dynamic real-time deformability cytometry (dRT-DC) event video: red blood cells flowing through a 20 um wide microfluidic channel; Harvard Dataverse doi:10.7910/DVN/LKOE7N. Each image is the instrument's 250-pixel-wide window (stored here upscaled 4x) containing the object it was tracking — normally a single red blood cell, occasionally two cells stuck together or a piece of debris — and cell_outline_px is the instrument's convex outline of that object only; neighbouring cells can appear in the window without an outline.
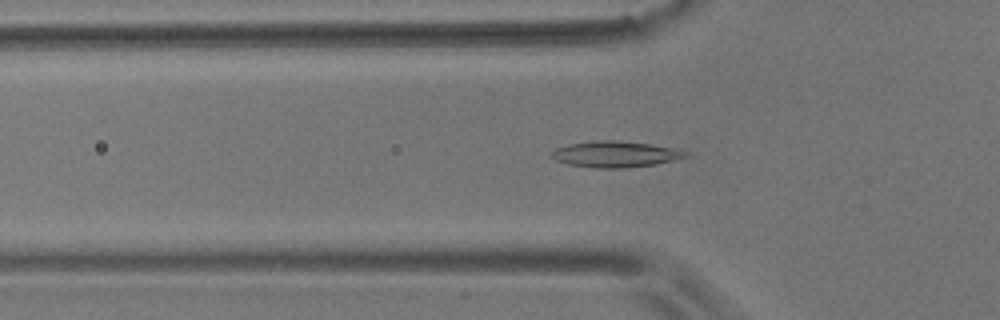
{"species": "common noctule bat (a hibernating species)", "species_latin": "Nyctalus noctula", "temperature_condition": "room temperature", "stored_images_in_passage": 53, "camera_frame_rate_fps": 3000, "um_per_image_px": 0.085, "animal": {"sex": "male", "body_mass_g": 17.9}, "frame": {"image": 1, "passage_image": 16, "time_ms": 5.0, "image_size_px": [1000, 320], "cell_outline_px": [[692, 156], [656, 164], [624, 168], [596, 168], [568, 164], [556, 160], [548, 156], [548, 152], [556, 148], [568, 144], [596, 140], [612, 140], [648, 144], [688, 152]], "centroid_in_image_um": [52.24, 13.11], "position_along_channel_um": 73.6, "area_um2": 20.35}}
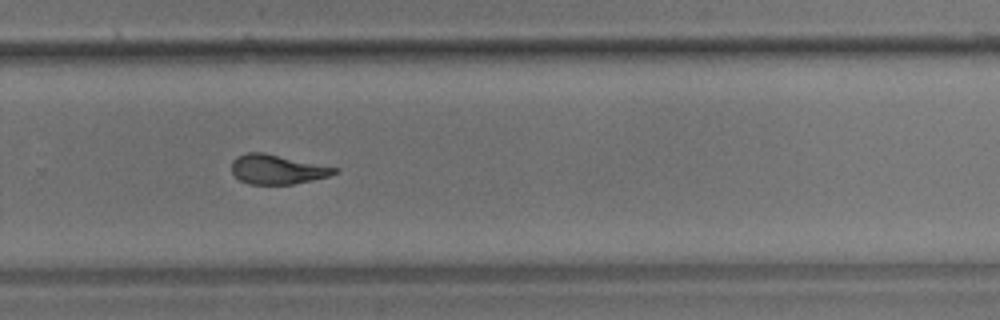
{"frame": {"image": 2, "passage_image": 35, "time_ms": 11.333, "image_size_px": [1000, 320], "cell_outline_px": [[340, 172], [328, 176], [312, 180], [292, 184], [248, 184], [240, 180], [232, 172], [232, 160], [236, 156], [248, 152], [264, 152], [340, 168]], "centroid_in_image_um": [23.58, 14.38], "position_along_channel_um": 306.2, "area_um2": 17.8}}
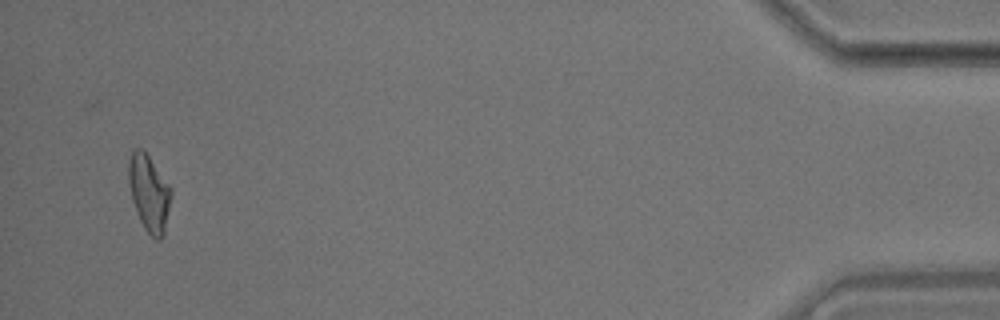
{"frame": {"image": 3, "passage_image": 51, "time_ms": 16.667, "image_size_px": [1000, 320], "cell_outline_px": [[172, 192], [164, 236], [160, 240], [156, 240], [144, 228], [136, 212], [132, 200], [128, 184], [128, 164], [132, 152], [136, 148], [140, 148], [148, 156], [172, 188]], "centroid_in_image_um": [12.67, 16.44], "position_along_channel_um": 422.5, "area_um2": 18.9}, "authors_computed_cell_mechanics": {"area_um2": 18.4382, "velocity_mm_per_s": 3.6599, "shape_relaxation_time_tau1_ms": 7.3823, "shape_relaxation_time_tau2_ms": 2.6191, "deformation_change_tau1": 0.1996, "deformation_change_tau2": 0.1075}}